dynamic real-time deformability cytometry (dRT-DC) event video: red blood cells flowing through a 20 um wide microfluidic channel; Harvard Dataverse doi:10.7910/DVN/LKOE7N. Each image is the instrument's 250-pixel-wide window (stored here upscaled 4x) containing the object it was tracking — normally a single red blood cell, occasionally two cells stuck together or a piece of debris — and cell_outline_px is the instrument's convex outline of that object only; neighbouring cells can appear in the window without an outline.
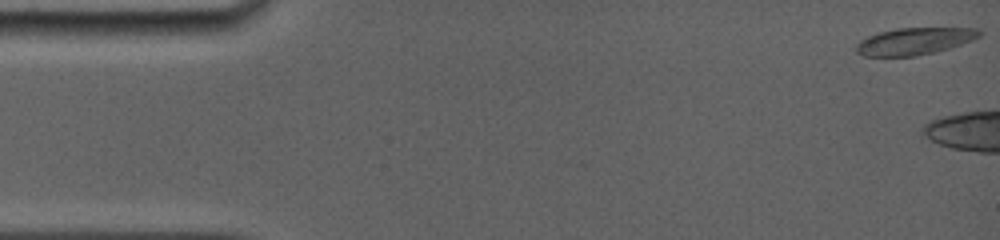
{"species": "common noctule bat (a hibernating species)", "species_latin": "Nyctalus noctula", "temperature_condition": "room temperature", "stored_images_in_passage": 21, "camera_frame_rate_fps": 5000, "um_per_image_px": 0.085, "animal": {"sex": "female", "body_mass_g": 19.0, "forearm_length_mm": 56.7}, "frame": {"image": 1, "passage_image": 1, "time_ms": 0.0, "image_size_px": [1000, 240], "cell_outline_px": [[980, 36], [972, 40], [936, 52], [916, 56], [864, 56], [856, 52], [856, 44], [860, 40], [868, 36], [880, 32], [896, 28], [980, 28]], "centroid_in_image_um": [77.71, 3.5], "position_along_channel_um": 7.3, "area_um2": 19.31}}
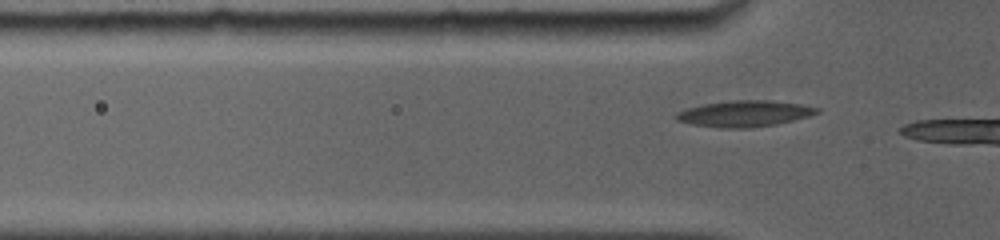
{"frame": {"image": 2, "passage_image": 17, "time_ms": 4.6, "image_size_px": [1000, 240], "cell_outline_px": [[820, 112], [812, 116], [776, 124], [748, 128], [720, 128], [692, 124], [676, 120], [672, 116], [676, 112], [688, 108], [704, 104], [732, 100], [772, 100], [800, 104], [820, 108]], "centroid_in_image_um": [63.29, 9.66], "position_along_channel_um": 62.5, "area_um2": 21.62}}
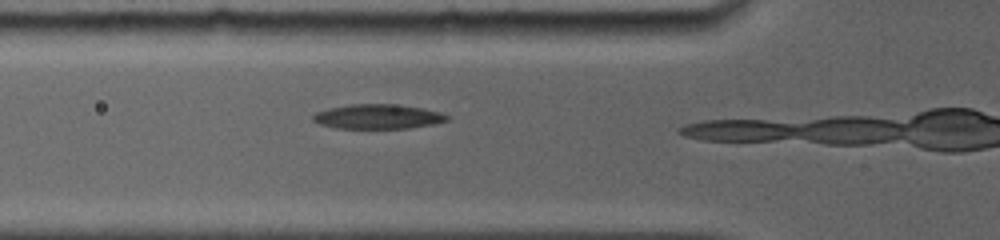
{"frame": {"image": 3, "passage_image": 20, "time_ms": 5.4, "image_size_px": [1000, 240], "cell_outline_px": [[448, 120], [432, 124], [408, 128], [336, 128], [320, 124], [312, 120], [312, 116], [316, 112], [328, 108], [348, 104], [392, 104], [424, 108], [440, 112], [448, 116]], "centroid_in_image_um": [32.08, 9.9], "position_along_channel_um": 93.7, "area_um2": 19.13}}